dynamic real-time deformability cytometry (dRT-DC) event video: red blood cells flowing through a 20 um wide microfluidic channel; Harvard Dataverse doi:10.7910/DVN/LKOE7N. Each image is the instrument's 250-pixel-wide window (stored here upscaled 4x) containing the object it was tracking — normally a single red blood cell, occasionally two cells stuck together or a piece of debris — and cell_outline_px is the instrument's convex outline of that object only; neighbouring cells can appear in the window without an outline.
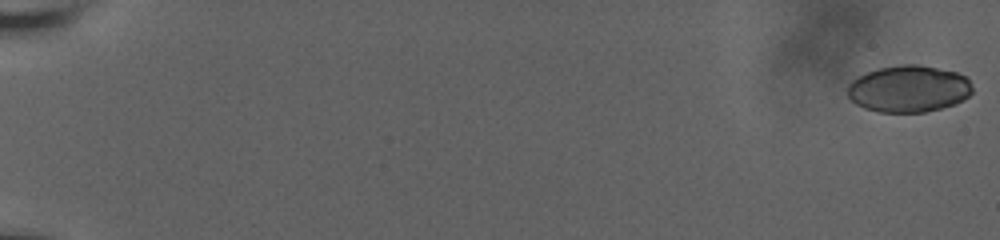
{"species": "human", "species_latin": "Homo sapiens", "temperature_condition": "room temperature", "stored_images_in_passage": 21, "camera_frame_rate_fps": 3000, "um_per_image_px": 0.085, "donor": {"sex": "male"}, "frame": {"image": 1, "passage_image": 1, "time_ms": 0.0, "image_size_px": [1000, 240], "cell_outline_px": [[972, 92], [964, 100], [956, 104], [924, 112], [876, 112], [864, 108], [856, 104], [848, 96], [848, 84], [852, 80], [868, 72], [880, 68], [900, 64], [920, 64], [956, 72], [968, 76], [972, 88]], "centroid_in_image_um": [77.26, 7.55], "position_along_channel_um": 7.7, "area_um2": 34.22}}
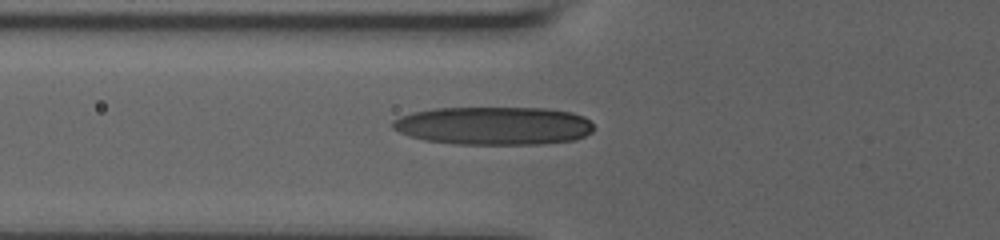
{"frame": {"image": 2, "passage_image": 16, "time_ms": 8.333, "image_size_px": [1000, 240], "cell_outline_px": [[592, 132], [584, 136], [572, 140], [540, 144], [456, 144], [424, 140], [408, 136], [392, 128], [392, 120], [400, 116], [412, 112], [436, 108], [544, 108], [572, 112], [584, 116], [592, 124]], "centroid_in_image_um": [41.94, 10.68], "position_along_channel_um": 83.9, "area_um2": 44.85}}
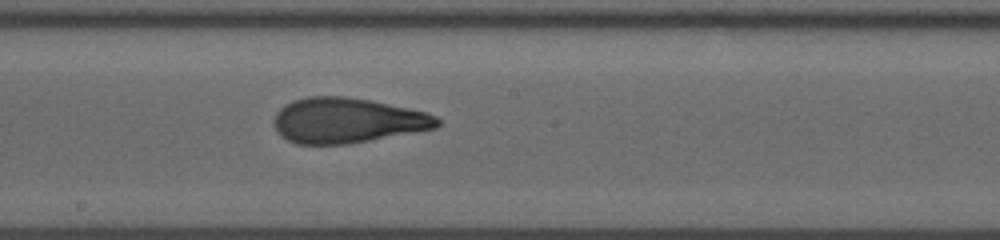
{"frame": {"image": 3, "passage_image": 21, "time_ms": 12.0, "image_size_px": [1000, 240], "cell_outline_px": [[440, 124], [436, 128], [348, 144], [296, 144], [280, 136], [276, 132], [272, 120], [276, 112], [280, 108], [292, 100], [308, 96], [344, 96], [368, 100], [408, 108], [424, 112], [436, 116], [440, 120]], "centroid_in_image_um": [29.45, 10.24], "position_along_channel_um": 218.7, "area_um2": 43.0}}